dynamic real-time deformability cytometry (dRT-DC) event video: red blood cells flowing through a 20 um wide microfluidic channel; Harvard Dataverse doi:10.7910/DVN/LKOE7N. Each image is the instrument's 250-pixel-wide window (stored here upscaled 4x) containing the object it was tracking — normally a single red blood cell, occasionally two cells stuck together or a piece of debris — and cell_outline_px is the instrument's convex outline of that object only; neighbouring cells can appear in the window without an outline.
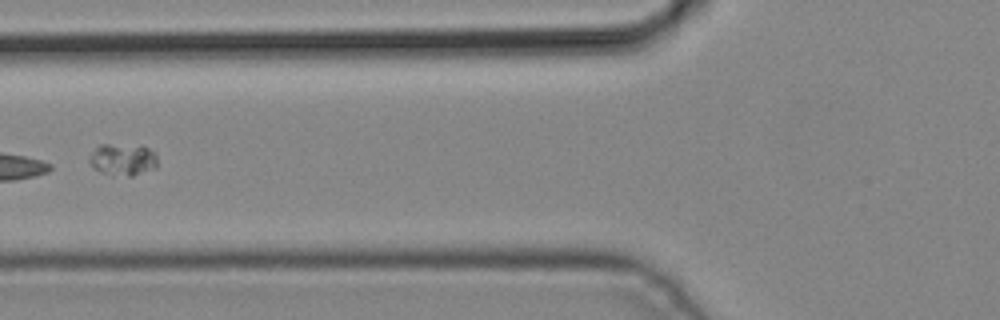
{"species": "common noctule bat (a hibernating species)", "species_latin": "Nyctalus noctula", "temperature_condition": "cold", "stored_images_in_passage": 2, "camera_frame_rate_fps": 3000, "um_per_image_px": 0.085, "animal": {"sex": "male", "body_mass_g": 19.2, "forearm_length_mm": 51.8}, "frame": {"image": 1, "passage_image": 2, "time_ms": 0.333, "image_size_px": [1000, 320], "cell_outline_px": [[156, 168], [132, 176], [128, 176], [100, 172], [88, 160], [88, 156], [100, 144], [108, 144], [148, 148], [156, 152]], "centroid_in_image_um": [10.44, 13.57], "position_along_channel_um": 115.4, "area_um2": 12.31}}